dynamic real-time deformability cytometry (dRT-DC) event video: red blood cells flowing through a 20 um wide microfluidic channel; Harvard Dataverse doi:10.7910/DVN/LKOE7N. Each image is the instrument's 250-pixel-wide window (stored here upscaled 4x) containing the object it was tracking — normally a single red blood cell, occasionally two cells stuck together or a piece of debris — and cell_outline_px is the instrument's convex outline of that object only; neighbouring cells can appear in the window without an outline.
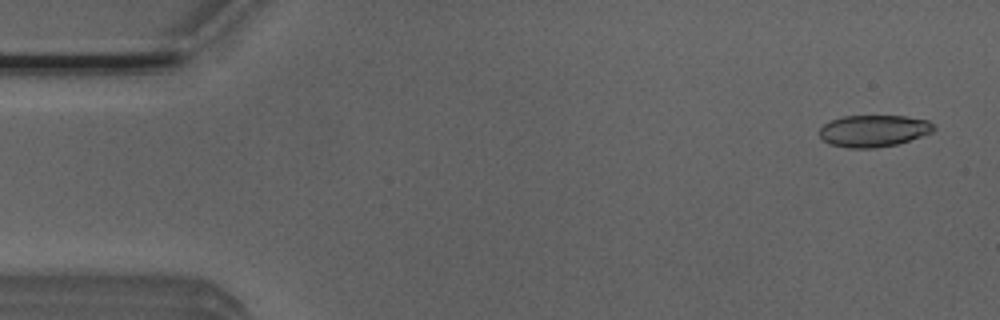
{"species": "Egyptian fruit bat (a non-hibernating species)", "species_latin": "Rousettus aegyptiacus", "temperature_condition": "room temperature", "stored_images_in_passage": 12, "camera_frame_rate_fps": 3000, "um_per_image_px": 0.085, "animal": {"sex": "male"}, "frame": {"image": 1, "passage_image": 2, "time_ms": 0.333, "image_size_px": [1000, 320], "cell_outline_px": [[936, 128], [932, 132], [896, 144], [876, 148], [848, 148], [828, 144], [820, 136], [820, 128], [824, 124], [832, 120], [844, 116], [908, 116], [928, 120]], "centroid_in_image_um": [74.25, 11.12], "position_along_channel_um": 10.8, "area_um2": 21.1}}